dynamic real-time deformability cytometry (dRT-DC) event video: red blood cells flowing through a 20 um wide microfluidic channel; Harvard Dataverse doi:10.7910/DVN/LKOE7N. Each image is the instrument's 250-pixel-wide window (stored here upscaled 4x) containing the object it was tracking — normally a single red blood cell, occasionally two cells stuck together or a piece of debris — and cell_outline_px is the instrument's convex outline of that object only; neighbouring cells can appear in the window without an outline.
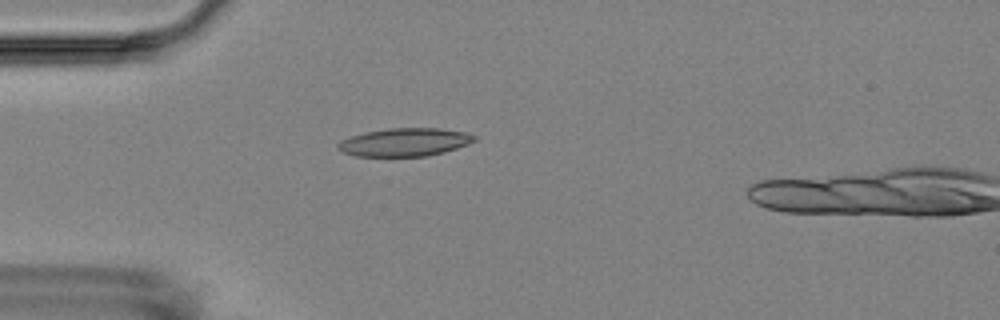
{"species": "Egyptian fruit bat (a non-hibernating species)", "species_latin": "Rousettus aegyptiacus", "temperature_condition": "room temperature", "stored_images_in_passage": 2, "camera_frame_rate_fps": 3000, "um_per_image_px": 0.085, "animal": {"sex": "female"}, "frame": {"image": 1, "passage_image": 1, "time_ms": 0.0, "image_size_px": [1000, 320], "cell_outline_px": [[476, 140], [468, 144], [444, 152], [428, 156], [356, 156], [344, 152], [336, 148], [336, 144], [340, 140], [364, 132], [388, 128], [440, 128], [468, 132], [476, 136]], "centroid_in_image_um": [34.41, 12.08], "position_along_channel_um": 50.6, "area_um2": 22.48}}